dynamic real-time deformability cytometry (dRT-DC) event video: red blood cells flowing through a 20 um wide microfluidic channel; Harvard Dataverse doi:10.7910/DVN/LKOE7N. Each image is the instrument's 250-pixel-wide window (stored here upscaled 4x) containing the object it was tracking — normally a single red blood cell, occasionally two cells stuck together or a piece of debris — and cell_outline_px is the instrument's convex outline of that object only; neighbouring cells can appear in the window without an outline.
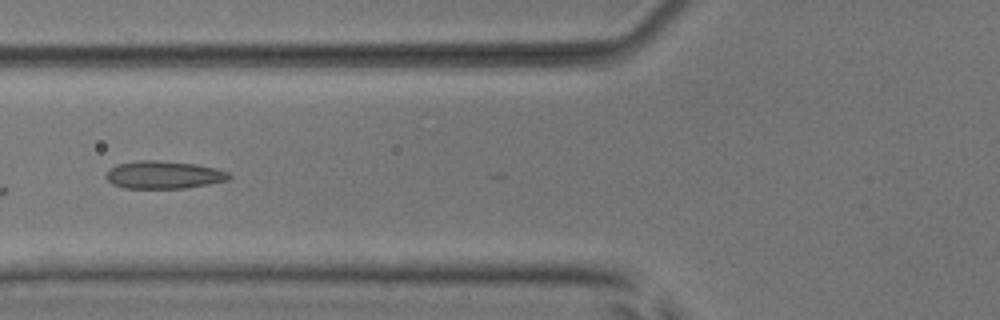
{"species": "common noctule bat (a hibernating species)", "species_latin": "Nyctalus noctula", "temperature_condition": "room temperature", "stored_images_in_passage": 18, "camera_frame_rate_fps": 3000, "um_per_image_px": 0.085, "animal": {"sex": "male", "body_mass_g": 17.9, "forearm_length_mm": 54.2}, "frame": {"image": 1, "passage_image": 16, "time_ms": 5.0, "image_size_px": [1000, 320], "cell_outline_px": [[232, 176], [228, 180], [208, 184], [184, 188], [124, 188], [112, 184], [104, 176], [108, 168], [116, 164], [140, 160], [156, 160], [196, 164], [216, 168], [228, 172]], "centroid_in_image_um": [13.88, 14.85], "position_along_channel_um": 111.9, "area_um2": 20.0}}